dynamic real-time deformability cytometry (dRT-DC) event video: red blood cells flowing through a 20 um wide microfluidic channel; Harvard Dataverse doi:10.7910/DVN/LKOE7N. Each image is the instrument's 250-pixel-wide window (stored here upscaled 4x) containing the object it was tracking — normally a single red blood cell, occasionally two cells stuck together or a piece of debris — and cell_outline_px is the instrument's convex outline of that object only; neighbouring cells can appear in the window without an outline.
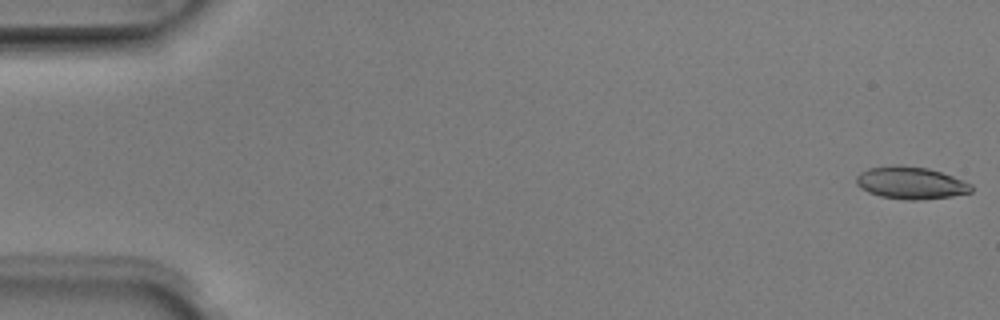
{"species": "Egyptian fruit bat (a non-hibernating species)", "species_latin": "Rousettus aegyptiacus", "temperature_condition": "room temperature", "stored_images_in_passage": 4, "camera_frame_rate_fps": 3000, "um_per_image_px": 0.085, "animal": {"sex": "male"}, "frame": {"image": 1, "passage_image": 1, "time_ms": 0.0, "image_size_px": [1000, 320], "cell_outline_px": [[972, 192], [952, 196], [920, 200], [908, 200], [880, 196], [868, 192], [860, 188], [856, 184], [856, 176], [860, 172], [868, 168], [896, 164], [900, 164], [928, 168], [952, 176], [972, 184]], "centroid_in_image_um": [77.39, 15.54], "position_along_channel_um": 7.6, "area_um2": 21.79}}
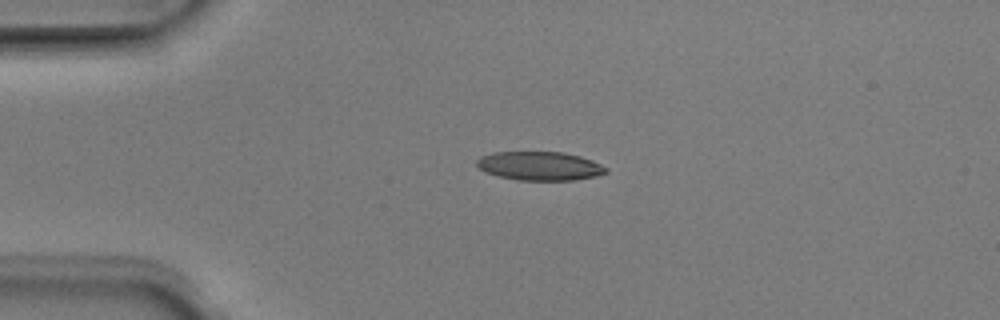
{"frame": {"image": 2, "passage_image": 4, "time_ms": 1.0, "image_size_px": [1000, 320], "cell_outline_px": [[608, 172], [596, 176], [572, 180], [520, 180], [500, 176], [484, 172], [476, 164], [476, 160], [480, 156], [492, 152], [564, 152], [580, 156], [592, 160], [608, 168]], "centroid_in_image_um": [45.87, 14.1], "position_along_channel_um": 39.1, "area_um2": 21.68}}